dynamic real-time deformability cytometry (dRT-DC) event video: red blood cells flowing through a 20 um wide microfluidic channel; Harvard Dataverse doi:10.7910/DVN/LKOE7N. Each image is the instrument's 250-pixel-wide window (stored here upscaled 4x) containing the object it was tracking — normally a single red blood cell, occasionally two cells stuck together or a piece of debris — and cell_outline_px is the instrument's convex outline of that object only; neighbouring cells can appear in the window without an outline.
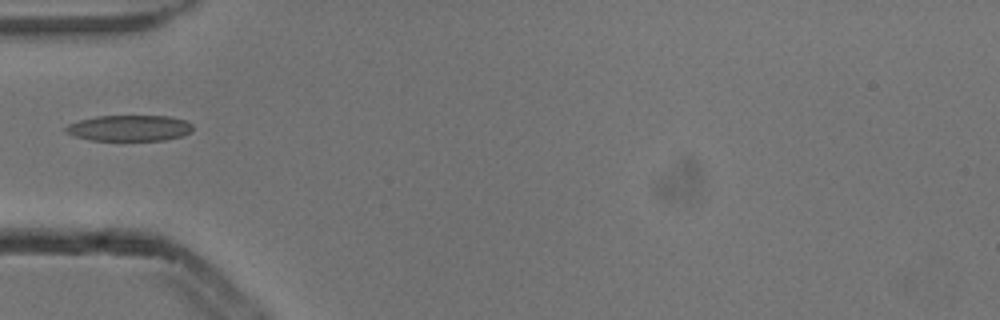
{"species": "common noctule bat (a hibernating species)", "species_latin": "Nyctalus noctula", "temperature_condition": "cold", "stored_images_in_passage": 2, "camera_frame_rate_fps": 3000, "um_per_image_px": 0.085, "animal": {"sex": "male", "body_mass_g": 13.3}, "frame": {"image": 1, "passage_image": 1, "time_ms": 0.0, "image_size_px": [1000, 320], "cell_outline_px": [[192, 128], [184, 136], [164, 140], [88, 140], [64, 132], [64, 128], [68, 124], [80, 120], [96, 116], [168, 116], [184, 120], [192, 124]], "centroid_in_image_um": [10.97, 10.89], "position_along_channel_um": 74.0, "area_um2": 19.13}}
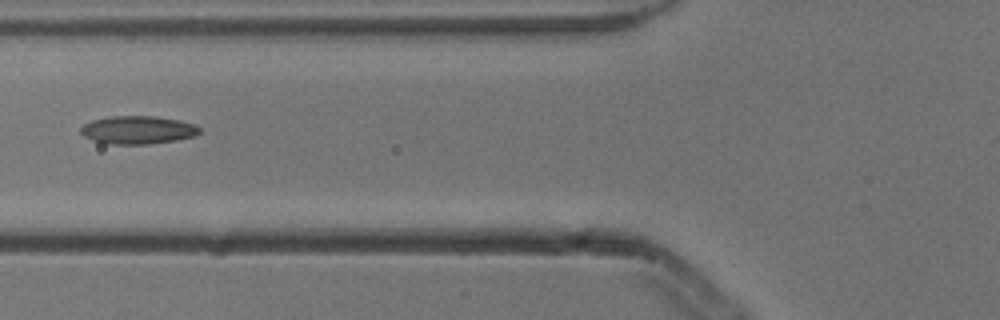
{"frame": {"image": 2, "passage_image": 2, "time_ms": 0.333, "image_size_px": [1000, 320], "cell_outline_px": [[200, 132], [196, 136], [176, 140], [148, 144], [112, 144], [92, 140], [84, 136], [80, 132], [80, 128], [84, 124], [92, 120], [112, 116], [156, 116], [180, 120], [196, 124], [200, 128]], "centroid_in_image_um": [11.74, 11.04], "position_along_channel_um": 114.1, "area_um2": 19.54}}